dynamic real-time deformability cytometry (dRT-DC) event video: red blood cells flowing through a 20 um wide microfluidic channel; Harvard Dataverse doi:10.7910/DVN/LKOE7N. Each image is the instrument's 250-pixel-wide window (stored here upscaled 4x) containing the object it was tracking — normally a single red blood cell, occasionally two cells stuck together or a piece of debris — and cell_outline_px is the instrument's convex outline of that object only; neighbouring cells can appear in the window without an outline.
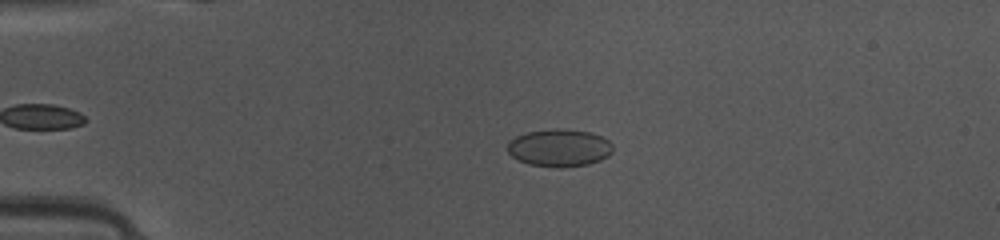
{"species": "common noctule bat (a hibernating species)", "species_latin": "Nyctalus noctula", "temperature_condition": "warm", "stored_images_in_passage": 33, "camera_frame_rate_fps": 3000, "um_per_image_px": 0.085, "animal": {"sex": "female", "body_mass_g": 10.0, "forearm_length_mm": 53.1}, "frame": {"image": 1, "passage_image": 1, "time_ms": 0.0, "image_size_px": [1000, 240], "cell_outline_px": [[612, 152], [608, 156], [600, 160], [588, 164], [560, 168], [556, 168], [528, 164], [512, 156], [508, 152], [508, 140], [516, 136], [528, 132], [560, 128], [564, 128], [592, 132], [608, 140], [612, 144]], "centroid_in_image_um": [47.55, 12.56], "position_along_channel_um": 37.4, "area_um2": 23.12}}
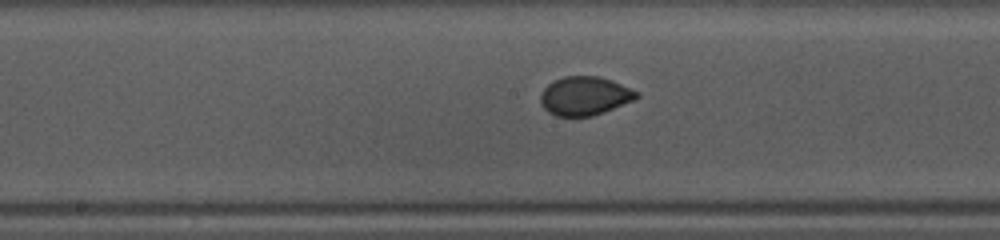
{"frame": {"image": 2, "passage_image": 15, "time_ms": 4.667, "image_size_px": [1000, 240], "cell_outline_px": [[640, 96], [632, 100], [604, 112], [592, 116], [556, 116], [548, 112], [540, 104], [540, 96], [544, 88], [552, 80], [564, 76], [600, 76], [612, 80], [640, 92]], "centroid_in_image_um": [49.68, 8.14], "position_along_channel_um": 198.5, "area_um2": 21.79}}
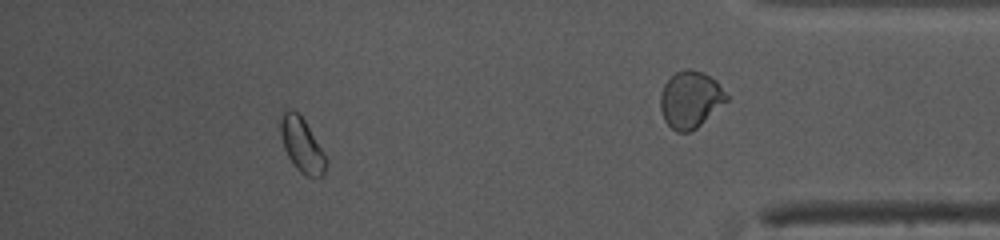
{"frame": {"image": 3, "passage_image": 28, "time_ms": 9.0, "image_size_px": [1000, 240], "cell_outline_px": [[328, 164], [324, 176], [308, 176], [300, 172], [296, 168], [288, 156], [284, 148], [280, 132], [280, 112], [288, 108], [292, 108], [300, 112], [328, 160]], "centroid_in_image_um": [25.65, 12.27], "position_along_channel_um": 409.6, "area_um2": 14.68}, "authors_computed_cell_mechanics": {"area_um2": 21.7906, "velocity_mm_per_s": 4.1406, "shape_relaxation_time_tau1_ms": 4.4165, "shape_relaxation_time_tau2_ms": null, "deformation_change_tau1": 0.1056, "deformation_change_tau2": null}}